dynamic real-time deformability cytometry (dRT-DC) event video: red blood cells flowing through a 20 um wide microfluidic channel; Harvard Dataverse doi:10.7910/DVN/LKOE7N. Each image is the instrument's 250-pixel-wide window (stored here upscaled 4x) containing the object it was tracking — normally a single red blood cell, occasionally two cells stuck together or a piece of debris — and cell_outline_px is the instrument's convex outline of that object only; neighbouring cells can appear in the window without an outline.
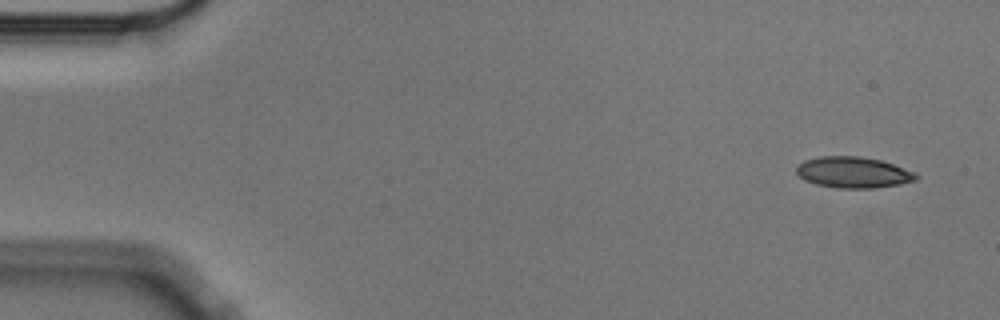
{"species": "Egyptian fruit bat (a non-hibernating species)", "species_latin": "Rousettus aegyptiacus", "temperature_condition": "cold", "stored_images_in_passage": 6, "camera_frame_rate_fps": 3000, "um_per_image_px": 0.085, "animal": {"sex": "male"}, "frame": {"image": 1, "passage_image": 1, "time_ms": 0.0, "image_size_px": [1000, 320], "cell_outline_px": [[920, 176], [916, 180], [900, 184], [872, 188], [836, 188], [816, 184], [804, 180], [796, 172], [796, 168], [804, 160], [820, 156], [860, 156], [880, 160], [916, 172]], "centroid_in_image_um": [72.54, 14.65], "position_along_channel_um": 12.5, "area_um2": 21.68}}
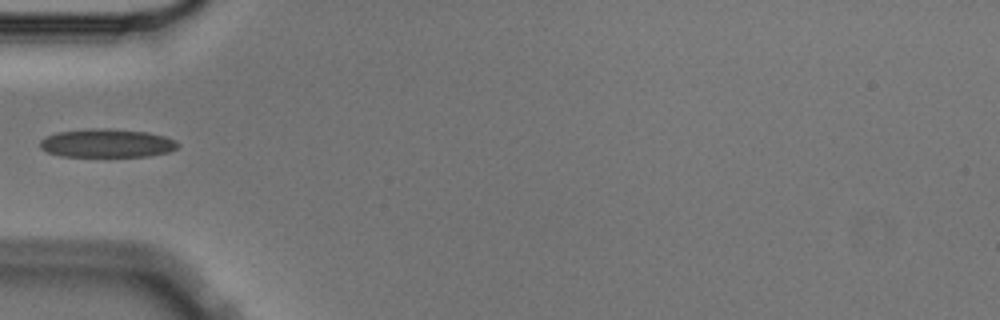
{"frame": {"image": 2, "passage_image": 5, "time_ms": 1.333, "image_size_px": [1000, 320], "cell_outline_px": [[180, 144], [176, 148], [168, 152], [148, 156], [60, 156], [48, 152], [40, 148], [40, 140], [44, 136], [56, 132], [88, 128], [108, 128], [148, 132], [164, 136], [176, 140]], "centroid_in_image_um": [9.06, 12.16], "position_along_channel_um": 75.9, "area_um2": 23.06}}
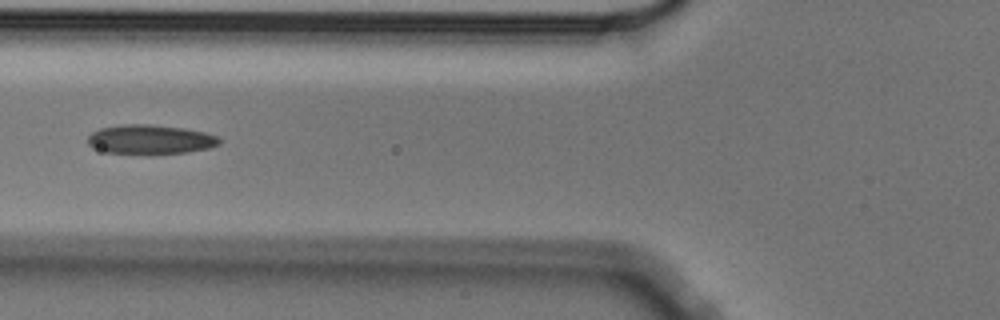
{"frame": {"image": 3, "passage_image": 6, "time_ms": 1.667, "image_size_px": [1000, 320], "cell_outline_px": [[220, 144], [208, 148], [188, 152], [152, 156], [148, 156], [104, 152], [92, 148], [88, 144], [88, 136], [92, 132], [100, 128], [124, 124], [148, 124], [184, 128], [204, 132], [220, 136]], "centroid_in_image_um": [12.76, 11.89], "position_along_channel_um": 113.0, "area_um2": 23.29}}